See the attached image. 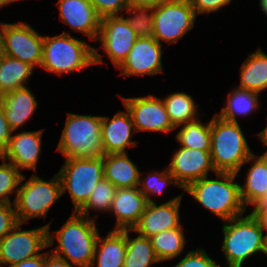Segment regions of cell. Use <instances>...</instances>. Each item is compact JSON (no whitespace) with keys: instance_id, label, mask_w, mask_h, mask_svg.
Masks as SVG:
<instances>
[{"instance_id":"cell-16","label":"cell","mask_w":267,"mask_h":267,"mask_svg":"<svg viewBox=\"0 0 267 267\" xmlns=\"http://www.w3.org/2000/svg\"><path fill=\"white\" fill-rule=\"evenodd\" d=\"M183 193L159 205L156 202L147 203L144 213L138 223L133 227V232L147 238L162 231L178 228L180 220V206Z\"/></svg>"},{"instance_id":"cell-42","label":"cell","mask_w":267,"mask_h":267,"mask_svg":"<svg viewBox=\"0 0 267 267\" xmlns=\"http://www.w3.org/2000/svg\"><path fill=\"white\" fill-rule=\"evenodd\" d=\"M45 266V252L43 251L41 255L37 257H32L24 260L20 263L13 264L8 267H44Z\"/></svg>"},{"instance_id":"cell-48","label":"cell","mask_w":267,"mask_h":267,"mask_svg":"<svg viewBox=\"0 0 267 267\" xmlns=\"http://www.w3.org/2000/svg\"><path fill=\"white\" fill-rule=\"evenodd\" d=\"M3 55V22H0V56Z\"/></svg>"},{"instance_id":"cell-36","label":"cell","mask_w":267,"mask_h":267,"mask_svg":"<svg viewBox=\"0 0 267 267\" xmlns=\"http://www.w3.org/2000/svg\"><path fill=\"white\" fill-rule=\"evenodd\" d=\"M173 267H222L202 247L189 250Z\"/></svg>"},{"instance_id":"cell-4","label":"cell","mask_w":267,"mask_h":267,"mask_svg":"<svg viewBox=\"0 0 267 267\" xmlns=\"http://www.w3.org/2000/svg\"><path fill=\"white\" fill-rule=\"evenodd\" d=\"M222 253L226 267H243L257 253L267 255V240L257 220L249 213L222 223Z\"/></svg>"},{"instance_id":"cell-46","label":"cell","mask_w":267,"mask_h":267,"mask_svg":"<svg viewBox=\"0 0 267 267\" xmlns=\"http://www.w3.org/2000/svg\"><path fill=\"white\" fill-rule=\"evenodd\" d=\"M266 120H267V118H266ZM257 136L259 137V140H260V142H262L263 146L267 147V123H266V127L257 133ZM261 155L267 157V149Z\"/></svg>"},{"instance_id":"cell-1","label":"cell","mask_w":267,"mask_h":267,"mask_svg":"<svg viewBox=\"0 0 267 267\" xmlns=\"http://www.w3.org/2000/svg\"><path fill=\"white\" fill-rule=\"evenodd\" d=\"M97 221L72 212L62 227L53 234L50 232L52 221L45 224L48 228V249L51 253L76 267H91L96 241L99 235ZM57 240V242H55Z\"/></svg>"},{"instance_id":"cell-33","label":"cell","mask_w":267,"mask_h":267,"mask_svg":"<svg viewBox=\"0 0 267 267\" xmlns=\"http://www.w3.org/2000/svg\"><path fill=\"white\" fill-rule=\"evenodd\" d=\"M143 173L144 171L140 172L138 188L146 197L147 203L155 202L156 200L153 199L161 194L163 195L170 184L183 190L176 182L174 176L168 171L167 166L164 167L163 171H158L157 169L150 171L145 177Z\"/></svg>"},{"instance_id":"cell-24","label":"cell","mask_w":267,"mask_h":267,"mask_svg":"<svg viewBox=\"0 0 267 267\" xmlns=\"http://www.w3.org/2000/svg\"><path fill=\"white\" fill-rule=\"evenodd\" d=\"M140 172L128 153L104 155L105 178L117 189L138 187Z\"/></svg>"},{"instance_id":"cell-2","label":"cell","mask_w":267,"mask_h":267,"mask_svg":"<svg viewBox=\"0 0 267 267\" xmlns=\"http://www.w3.org/2000/svg\"><path fill=\"white\" fill-rule=\"evenodd\" d=\"M75 38L69 31L57 35H44L40 68L58 76L84 71L87 67L104 64L100 48Z\"/></svg>"},{"instance_id":"cell-22","label":"cell","mask_w":267,"mask_h":267,"mask_svg":"<svg viewBox=\"0 0 267 267\" xmlns=\"http://www.w3.org/2000/svg\"><path fill=\"white\" fill-rule=\"evenodd\" d=\"M99 233L91 267H123L126 256V229Z\"/></svg>"},{"instance_id":"cell-38","label":"cell","mask_w":267,"mask_h":267,"mask_svg":"<svg viewBox=\"0 0 267 267\" xmlns=\"http://www.w3.org/2000/svg\"><path fill=\"white\" fill-rule=\"evenodd\" d=\"M18 223L14 204L0 203V240Z\"/></svg>"},{"instance_id":"cell-11","label":"cell","mask_w":267,"mask_h":267,"mask_svg":"<svg viewBox=\"0 0 267 267\" xmlns=\"http://www.w3.org/2000/svg\"><path fill=\"white\" fill-rule=\"evenodd\" d=\"M43 38L44 35L26 22H3V55L19 59L34 68H40Z\"/></svg>"},{"instance_id":"cell-20","label":"cell","mask_w":267,"mask_h":267,"mask_svg":"<svg viewBox=\"0 0 267 267\" xmlns=\"http://www.w3.org/2000/svg\"><path fill=\"white\" fill-rule=\"evenodd\" d=\"M146 205V197L138 187L117 189L109 211L116 218L114 230L133 229Z\"/></svg>"},{"instance_id":"cell-28","label":"cell","mask_w":267,"mask_h":267,"mask_svg":"<svg viewBox=\"0 0 267 267\" xmlns=\"http://www.w3.org/2000/svg\"><path fill=\"white\" fill-rule=\"evenodd\" d=\"M173 127L178 128L188 122L198 119L199 104H197L192 95L186 92H172L162 98Z\"/></svg>"},{"instance_id":"cell-21","label":"cell","mask_w":267,"mask_h":267,"mask_svg":"<svg viewBox=\"0 0 267 267\" xmlns=\"http://www.w3.org/2000/svg\"><path fill=\"white\" fill-rule=\"evenodd\" d=\"M0 105L10 128L16 131L32 119L38 107V100L28 86L0 96Z\"/></svg>"},{"instance_id":"cell-7","label":"cell","mask_w":267,"mask_h":267,"mask_svg":"<svg viewBox=\"0 0 267 267\" xmlns=\"http://www.w3.org/2000/svg\"><path fill=\"white\" fill-rule=\"evenodd\" d=\"M25 179L23 174L16 199L13 200L19 223L25 224L35 218L46 219L50 208L62 197L58 173L45 180L33 172L29 179Z\"/></svg>"},{"instance_id":"cell-19","label":"cell","mask_w":267,"mask_h":267,"mask_svg":"<svg viewBox=\"0 0 267 267\" xmlns=\"http://www.w3.org/2000/svg\"><path fill=\"white\" fill-rule=\"evenodd\" d=\"M136 129L129 111H118L112 118L101 115V142L104 155L127 153V148L135 147L136 140H131Z\"/></svg>"},{"instance_id":"cell-13","label":"cell","mask_w":267,"mask_h":267,"mask_svg":"<svg viewBox=\"0 0 267 267\" xmlns=\"http://www.w3.org/2000/svg\"><path fill=\"white\" fill-rule=\"evenodd\" d=\"M139 38L124 16H106L101 18L97 42L101 50L118 68L127 58L135 41Z\"/></svg>"},{"instance_id":"cell-37","label":"cell","mask_w":267,"mask_h":267,"mask_svg":"<svg viewBox=\"0 0 267 267\" xmlns=\"http://www.w3.org/2000/svg\"><path fill=\"white\" fill-rule=\"evenodd\" d=\"M101 18L122 16L127 8V0H89ZM122 13V14H120Z\"/></svg>"},{"instance_id":"cell-17","label":"cell","mask_w":267,"mask_h":267,"mask_svg":"<svg viewBox=\"0 0 267 267\" xmlns=\"http://www.w3.org/2000/svg\"><path fill=\"white\" fill-rule=\"evenodd\" d=\"M13 131L8 146L0 157L9 161L20 171L31 170L37 172L40 154L42 152V135L44 129L36 131Z\"/></svg>"},{"instance_id":"cell-26","label":"cell","mask_w":267,"mask_h":267,"mask_svg":"<svg viewBox=\"0 0 267 267\" xmlns=\"http://www.w3.org/2000/svg\"><path fill=\"white\" fill-rule=\"evenodd\" d=\"M260 95L256 92L232 88L228 92L224 107L215 114L226 121L239 122V117L251 116L259 110Z\"/></svg>"},{"instance_id":"cell-32","label":"cell","mask_w":267,"mask_h":267,"mask_svg":"<svg viewBox=\"0 0 267 267\" xmlns=\"http://www.w3.org/2000/svg\"><path fill=\"white\" fill-rule=\"evenodd\" d=\"M117 188L110 183L106 178L100 180L97 185L94 187L92 193L90 194L86 203L77 211L80 215L86 216L89 219H93L97 221V216L99 214H95L96 216H91L90 211H96L101 214L109 213L112 202L115 197ZM101 211V212H100ZM91 216V217H90Z\"/></svg>"},{"instance_id":"cell-40","label":"cell","mask_w":267,"mask_h":267,"mask_svg":"<svg viewBox=\"0 0 267 267\" xmlns=\"http://www.w3.org/2000/svg\"><path fill=\"white\" fill-rule=\"evenodd\" d=\"M12 133L13 130L10 128L9 123L6 120L4 110L0 105V155L8 146Z\"/></svg>"},{"instance_id":"cell-35","label":"cell","mask_w":267,"mask_h":267,"mask_svg":"<svg viewBox=\"0 0 267 267\" xmlns=\"http://www.w3.org/2000/svg\"><path fill=\"white\" fill-rule=\"evenodd\" d=\"M0 203L14 204L11 194L16 199L23 174L13 164L0 157Z\"/></svg>"},{"instance_id":"cell-15","label":"cell","mask_w":267,"mask_h":267,"mask_svg":"<svg viewBox=\"0 0 267 267\" xmlns=\"http://www.w3.org/2000/svg\"><path fill=\"white\" fill-rule=\"evenodd\" d=\"M170 160L167 169L183 190L190 183L207 177L210 171L217 173L210 151L179 146Z\"/></svg>"},{"instance_id":"cell-41","label":"cell","mask_w":267,"mask_h":267,"mask_svg":"<svg viewBox=\"0 0 267 267\" xmlns=\"http://www.w3.org/2000/svg\"><path fill=\"white\" fill-rule=\"evenodd\" d=\"M44 267H76V266L69 264L66 260L54 255L48 250L45 251Z\"/></svg>"},{"instance_id":"cell-14","label":"cell","mask_w":267,"mask_h":267,"mask_svg":"<svg viewBox=\"0 0 267 267\" xmlns=\"http://www.w3.org/2000/svg\"><path fill=\"white\" fill-rule=\"evenodd\" d=\"M162 45L153 37H139L127 58L117 68L120 69L118 75L124 77L158 75L165 73L163 68Z\"/></svg>"},{"instance_id":"cell-12","label":"cell","mask_w":267,"mask_h":267,"mask_svg":"<svg viewBox=\"0 0 267 267\" xmlns=\"http://www.w3.org/2000/svg\"><path fill=\"white\" fill-rule=\"evenodd\" d=\"M129 111L136 132L173 133V127L162 98L153 94L139 97H120Z\"/></svg>"},{"instance_id":"cell-18","label":"cell","mask_w":267,"mask_h":267,"mask_svg":"<svg viewBox=\"0 0 267 267\" xmlns=\"http://www.w3.org/2000/svg\"><path fill=\"white\" fill-rule=\"evenodd\" d=\"M59 20L93 42L98 38L101 17L89 0H58Z\"/></svg>"},{"instance_id":"cell-23","label":"cell","mask_w":267,"mask_h":267,"mask_svg":"<svg viewBox=\"0 0 267 267\" xmlns=\"http://www.w3.org/2000/svg\"><path fill=\"white\" fill-rule=\"evenodd\" d=\"M247 163L252 164L247 168L244 185L240 184V196L246 209L267 195V157L253 152L244 164Z\"/></svg>"},{"instance_id":"cell-39","label":"cell","mask_w":267,"mask_h":267,"mask_svg":"<svg viewBox=\"0 0 267 267\" xmlns=\"http://www.w3.org/2000/svg\"><path fill=\"white\" fill-rule=\"evenodd\" d=\"M191 6L195 10L196 15L219 12L223 7L225 8L231 4L232 0H189Z\"/></svg>"},{"instance_id":"cell-8","label":"cell","mask_w":267,"mask_h":267,"mask_svg":"<svg viewBox=\"0 0 267 267\" xmlns=\"http://www.w3.org/2000/svg\"><path fill=\"white\" fill-rule=\"evenodd\" d=\"M57 173L62 195L68 192L73 212H77L86 203L97 183L105 178L104 155L98 158H65Z\"/></svg>"},{"instance_id":"cell-43","label":"cell","mask_w":267,"mask_h":267,"mask_svg":"<svg viewBox=\"0 0 267 267\" xmlns=\"http://www.w3.org/2000/svg\"><path fill=\"white\" fill-rule=\"evenodd\" d=\"M250 214L257 220L267 240V210H252Z\"/></svg>"},{"instance_id":"cell-6","label":"cell","mask_w":267,"mask_h":267,"mask_svg":"<svg viewBox=\"0 0 267 267\" xmlns=\"http://www.w3.org/2000/svg\"><path fill=\"white\" fill-rule=\"evenodd\" d=\"M65 158H98L104 155L101 115L67 113L56 148Z\"/></svg>"},{"instance_id":"cell-45","label":"cell","mask_w":267,"mask_h":267,"mask_svg":"<svg viewBox=\"0 0 267 267\" xmlns=\"http://www.w3.org/2000/svg\"><path fill=\"white\" fill-rule=\"evenodd\" d=\"M252 207L253 210H267V195L259 198Z\"/></svg>"},{"instance_id":"cell-30","label":"cell","mask_w":267,"mask_h":267,"mask_svg":"<svg viewBox=\"0 0 267 267\" xmlns=\"http://www.w3.org/2000/svg\"><path fill=\"white\" fill-rule=\"evenodd\" d=\"M132 229H126V256L123 267H152L160 263L156 257L150 238L139 234L130 236Z\"/></svg>"},{"instance_id":"cell-27","label":"cell","mask_w":267,"mask_h":267,"mask_svg":"<svg viewBox=\"0 0 267 267\" xmlns=\"http://www.w3.org/2000/svg\"><path fill=\"white\" fill-rule=\"evenodd\" d=\"M34 67L10 56H0V96L28 85Z\"/></svg>"},{"instance_id":"cell-49","label":"cell","mask_w":267,"mask_h":267,"mask_svg":"<svg viewBox=\"0 0 267 267\" xmlns=\"http://www.w3.org/2000/svg\"><path fill=\"white\" fill-rule=\"evenodd\" d=\"M18 0H0V8L4 6H8L9 4H13V2H16Z\"/></svg>"},{"instance_id":"cell-3","label":"cell","mask_w":267,"mask_h":267,"mask_svg":"<svg viewBox=\"0 0 267 267\" xmlns=\"http://www.w3.org/2000/svg\"><path fill=\"white\" fill-rule=\"evenodd\" d=\"M215 178L204 177L190 183L183 192H186L215 216L226 222L246 213L240 196V184L235 173L217 172Z\"/></svg>"},{"instance_id":"cell-25","label":"cell","mask_w":267,"mask_h":267,"mask_svg":"<svg viewBox=\"0 0 267 267\" xmlns=\"http://www.w3.org/2000/svg\"><path fill=\"white\" fill-rule=\"evenodd\" d=\"M239 84L236 88L256 92L267 90V54L258 47L240 66Z\"/></svg>"},{"instance_id":"cell-5","label":"cell","mask_w":267,"mask_h":267,"mask_svg":"<svg viewBox=\"0 0 267 267\" xmlns=\"http://www.w3.org/2000/svg\"><path fill=\"white\" fill-rule=\"evenodd\" d=\"M253 153L239 122H230L214 114L211 118L210 154L216 172L235 173Z\"/></svg>"},{"instance_id":"cell-34","label":"cell","mask_w":267,"mask_h":267,"mask_svg":"<svg viewBox=\"0 0 267 267\" xmlns=\"http://www.w3.org/2000/svg\"><path fill=\"white\" fill-rule=\"evenodd\" d=\"M128 16L124 18L139 37H150L154 30V7L153 6H131L124 10Z\"/></svg>"},{"instance_id":"cell-44","label":"cell","mask_w":267,"mask_h":267,"mask_svg":"<svg viewBox=\"0 0 267 267\" xmlns=\"http://www.w3.org/2000/svg\"><path fill=\"white\" fill-rule=\"evenodd\" d=\"M167 1L171 0H127V5L131 6H156L159 4H163Z\"/></svg>"},{"instance_id":"cell-47","label":"cell","mask_w":267,"mask_h":267,"mask_svg":"<svg viewBox=\"0 0 267 267\" xmlns=\"http://www.w3.org/2000/svg\"><path fill=\"white\" fill-rule=\"evenodd\" d=\"M259 8L262 10V13L266 16L267 18V0H259Z\"/></svg>"},{"instance_id":"cell-9","label":"cell","mask_w":267,"mask_h":267,"mask_svg":"<svg viewBox=\"0 0 267 267\" xmlns=\"http://www.w3.org/2000/svg\"><path fill=\"white\" fill-rule=\"evenodd\" d=\"M197 17L189 0H171L156 5L152 36L161 45L174 44L194 28Z\"/></svg>"},{"instance_id":"cell-29","label":"cell","mask_w":267,"mask_h":267,"mask_svg":"<svg viewBox=\"0 0 267 267\" xmlns=\"http://www.w3.org/2000/svg\"><path fill=\"white\" fill-rule=\"evenodd\" d=\"M184 225L160 232L150 238L154 253L160 262L171 261L183 254L186 244Z\"/></svg>"},{"instance_id":"cell-31","label":"cell","mask_w":267,"mask_h":267,"mask_svg":"<svg viewBox=\"0 0 267 267\" xmlns=\"http://www.w3.org/2000/svg\"><path fill=\"white\" fill-rule=\"evenodd\" d=\"M178 132L175 133L176 142L190 149L210 151L211 149V119L203 123L201 117L179 126Z\"/></svg>"},{"instance_id":"cell-10","label":"cell","mask_w":267,"mask_h":267,"mask_svg":"<svg viewBox=\"0 0 267 267\" xmlns=\"http://www.w3.org/2000/svg\"><path fill=\"white\" fill-rule=\"evenodd\" d=\"M22 226V223H18L0 240V267L37 257L48 248L47 226L29 230H22Z\"/></svg>"}]
</instances>
